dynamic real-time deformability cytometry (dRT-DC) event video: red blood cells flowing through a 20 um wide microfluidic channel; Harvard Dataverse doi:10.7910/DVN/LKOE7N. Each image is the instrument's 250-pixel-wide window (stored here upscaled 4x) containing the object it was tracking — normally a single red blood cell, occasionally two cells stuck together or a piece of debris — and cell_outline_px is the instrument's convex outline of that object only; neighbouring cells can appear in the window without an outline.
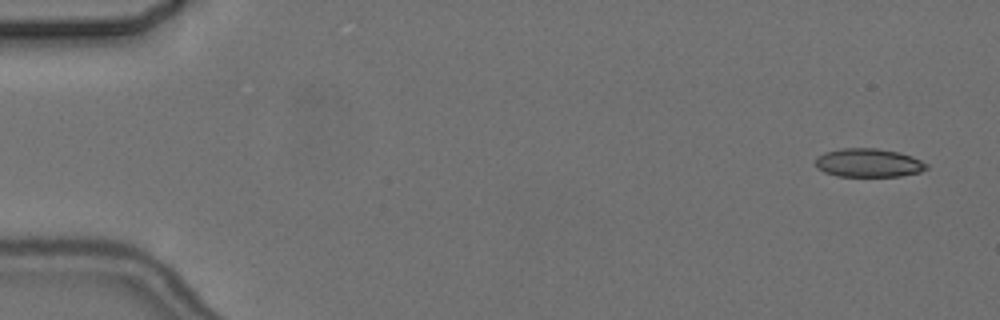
{"species": "common noctule bat (a hibernating species)", "species_latin": "Nyctalus noctula", "temperature_condition": "cold", "stored_images_in_passage": 6, "camera_frame_rate_fps": 3000, "um_per_image_px": 0.085, "animal": {"sex": "female", "body_mass_g": 24.6, "forearm_length_mm": 56.2}, "frame": {"image": 1, "passage_image": 1, "time_ms": 0.0, "image_size_px": [1000, 320], "cell_outline_px": [[928, 168], [920, 172], [900, 176], [836, 176], [824, 172], [816, 168], [816, 156], [824, 152], [840, 148], [876, 148], [900, 152], [912, 156], [928, 164]], "centroid_in_image_um": [73.81, 13.83], "position_along_channel_um": 11.2, "area_um2": 18.67}}
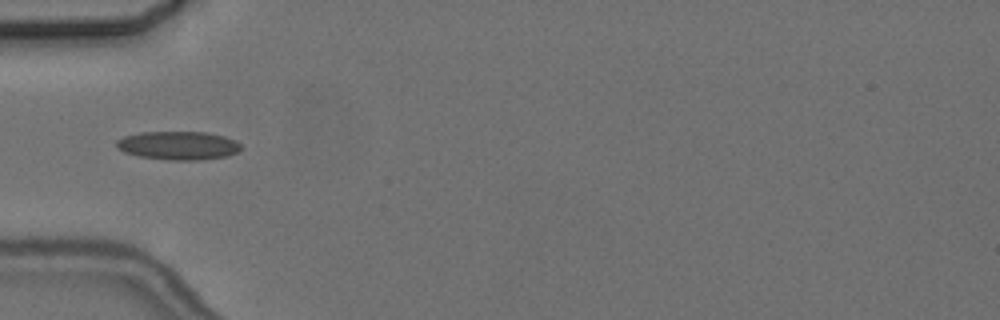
{"frame": {"image": 2, "passage_image": 5, "time_ms": 5.333, "image_size_px": [1000, 320], "cell_outline_px": [[240, 148], [236, 152], [228, 156], [200, 160], [168, 160], [140, 156], [124, 152], [116, 148], [116, 140], [124, 136], [140, 132], [204, 132], [224, 136], [236, 140], [240, 144]], "centroid_in_image_um": [15.13, 12.37], "position_along_channel_um": 69.9, "area_um2": 20.69}}
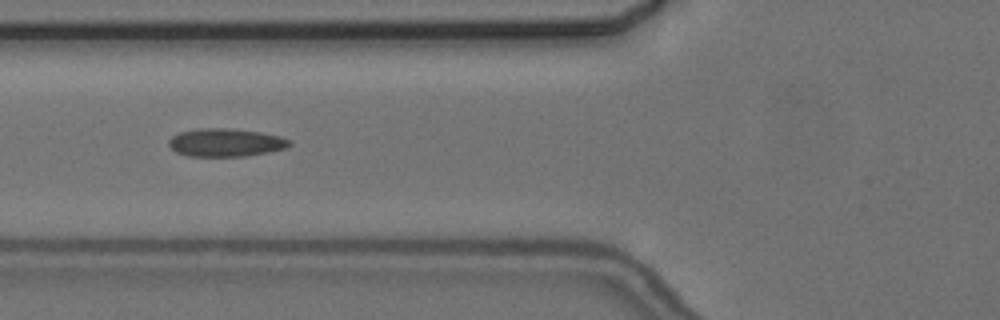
{"frame": {"image": 3, "passage_image": 6, "time_ms": 6.333, "image_size_px": [1000, 320], "cell_outline_px": [[292, 144], [284, 148], [268, 152], [244, 156], [188, 156], [176, 152], [168, 144], [168, 140], [172, 136], [180, 132], [200, 128], [224, 128], [260, 132], [280, 136], [292, 140]], "centroid_in_image_um": [19.18, 12.11], "position_along_channel_um": 106.6, "area_um2": 19.65}}